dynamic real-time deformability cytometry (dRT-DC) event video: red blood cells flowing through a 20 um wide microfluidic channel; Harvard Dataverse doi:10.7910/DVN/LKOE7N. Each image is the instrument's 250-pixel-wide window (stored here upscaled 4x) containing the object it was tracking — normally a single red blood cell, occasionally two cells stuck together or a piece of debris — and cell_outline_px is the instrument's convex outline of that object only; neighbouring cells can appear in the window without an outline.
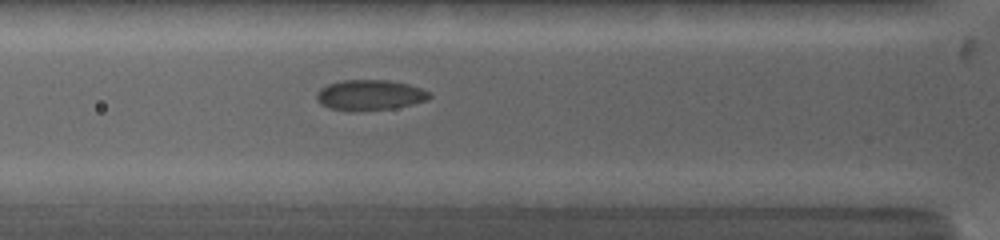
{"species": "common noctule bat (a hibernating species)", "species_latin": "Nyctalus noctula", "temperature_condition": "warm", "stored_images_in_passage": 23, "camera_frame_rate_fps": 5000, "um_per_image_px": 0.085, "animal": {"sex": "female", "body_mass_g": 19.0, "forearm_length_mm": 53.3}, "frame": {"image": 1, "passage_image": 2, "time_ms": 0.4, "image_size_px": [1000, 240], "cell_outline_px": [[432, 96], [428, 100], [412, 104], [392, 108], [356, 112], [348, 112], [328, 108], [320, 104], [316, 100], [316, 92], [320, 88], [328, 84], [344, 80], [388, 80], [408, 84], [420, 88], [428, 92]], "centroid_in_image_um": [31.38, 8.1], "position_along_channel_um": 94.4, "area_um2": 20.29}}
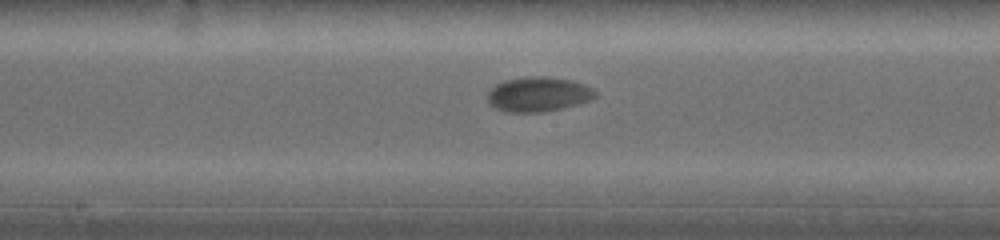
{"frame": {"image": 2, "passage_image": 9, "time_ms": 3.2, "image_size_px": [1000, 240], "cell_outline_px": [[596, 96], [592, 100], [564, 108], [544, 112], [508, 112], [496, 108], [488, 104], [488, 92], [496, 84], [504, 80], [524, 76], [548, 76], [572, 80], [584, 84], [592, 88], [596, 92]], "centroid_in_image_um": [45.77, 8.01], "position_along_channel_um": 202.4, "area_um2": 22.08}}
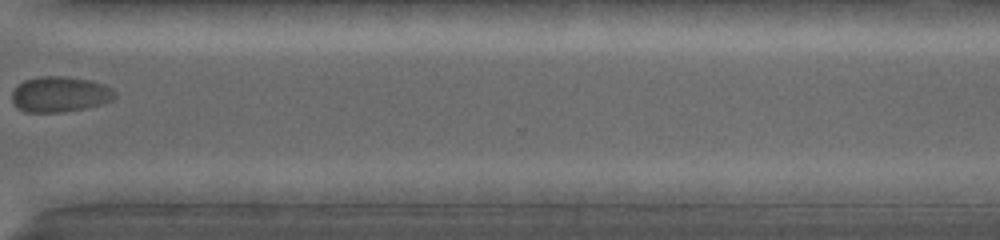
{"frame": {"image": 3, "passage_image": 19, "time_ms": 7.4, "image_size_px": [1000, 240], "cell_outline_px": [[116, 96], [112, 100], [104, 104], [88, 108], [64, 112], [24, 112], [16, 108], [12, 104], [12, 92], [16, 84], [24, 80], [40, 76], [68, 76], [92, 80], [104, 84], [112, 88], [116, 92]], "centroid_in_image_um": [5.09, 8.01], "position_along_channel_um": 365.5, "area_um2": 21.96}}